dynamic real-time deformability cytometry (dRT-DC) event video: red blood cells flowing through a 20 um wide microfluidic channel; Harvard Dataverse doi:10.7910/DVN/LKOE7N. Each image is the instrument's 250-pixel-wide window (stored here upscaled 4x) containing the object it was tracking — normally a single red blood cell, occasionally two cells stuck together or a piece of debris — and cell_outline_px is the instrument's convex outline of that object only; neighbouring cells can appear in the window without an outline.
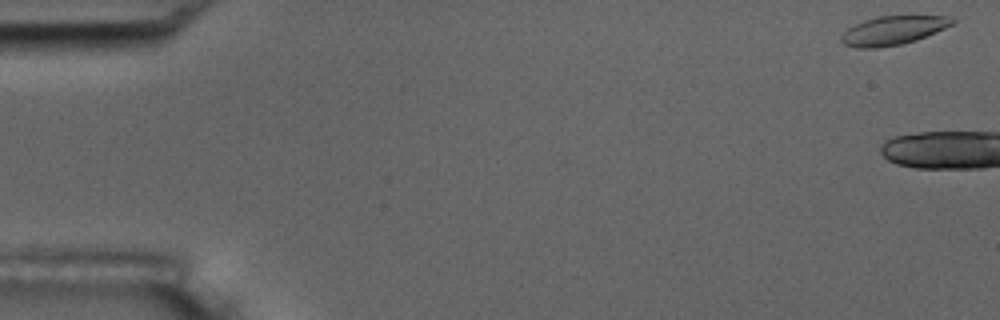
{"species": "common noctule bat (a hibernating species)", "species_latin": "Nyctalus noctula", "temperature_condition": "room temperature", "stored_images_in_passage": 7, "camera_frame_rate_fps": 3000, "um_per_image_px": 0.085, "animal": {"sex": "male", "body_mass_g": 17.5, "forearm_length_mm": 52.3}, "frame": {"image": 1, "passage_image": 1, "time_ms": 0.0, "image_size_px": [1000, 320], "cell_outline_px": [[956, 20], [952, 24], [936, 32], [916, 40], [900, 44], [876, 48], [860, 48], [844, 44], [840, 40], [840, 36], [848, 28], [864, 20], [880, 16], [948, 16]], "centroid_in_image_um": [75.89, 2.58], "position_along_channel_um": 9.1, "area_um2": 18.38}}
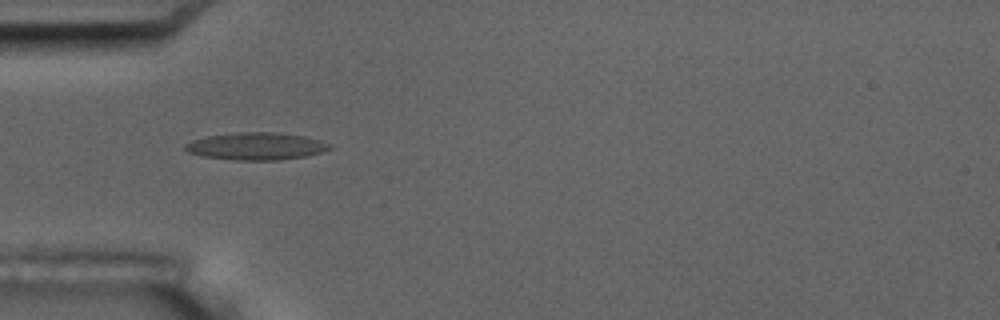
{"frame": {"image": 2, "passage_image": 6, "time_ms": 7.0, "image_size_px": [1000, 320], "cell_outline_px": [[332, 148], [320, 152], [304, 156], [276, 160], [236, 160], [200, 156], [188, 152], [184, 148], [184, 144], [192, 140], [204, 136], [236, 132], [276, 132], [304, 136], [320, 140], [332, 144]], "centroid_in_image_um": [21.73, 12.42], "position_along_channel_um": 63.3, "area_um2": 23.12}}